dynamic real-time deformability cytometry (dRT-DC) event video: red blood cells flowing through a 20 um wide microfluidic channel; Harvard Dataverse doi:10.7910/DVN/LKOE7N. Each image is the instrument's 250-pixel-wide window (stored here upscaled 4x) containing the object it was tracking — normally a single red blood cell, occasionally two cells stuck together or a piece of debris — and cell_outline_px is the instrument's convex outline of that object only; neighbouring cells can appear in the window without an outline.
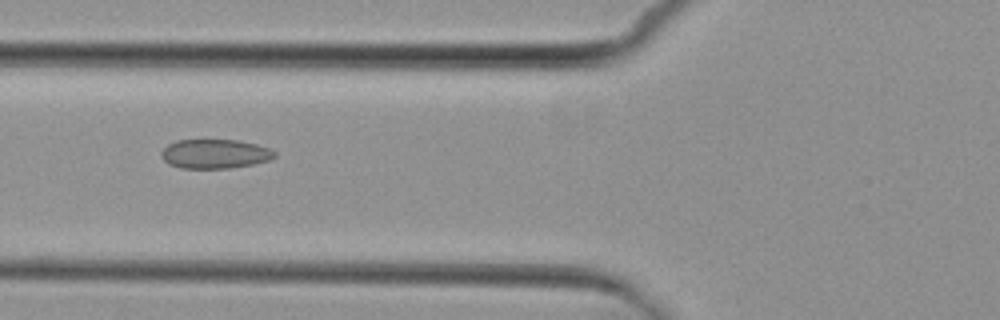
{"species": "common noctule bat (a hibernating species)", "species_latin": "Nyctalus noctula", "temperature_condition": "cold", "stored_images_in_passage": 7, "camera_frame_rate_fps": 3000, "um_per_image_px": 0.085, "animal": {"sex": "female", "body_mass_g": 29.2, "forearm_length_mm": 56.3}, "frame": {"image": 1, "passage_image": 6, "time_ms": 6.0, "image_size_px": [1000, 320], "cell_outline_px": [[276, 156], [268, 160], [252, 164], [228, 168], [180, 168], [168, 164], [160, 156], [160, 152], [168, 144], [176, 140], [240, 140], [256, 144], [268, 148], [276, 152]], "centroid_in_image_um": [18.23, 13.07], "position_along_channel_um": 107.6, "area_um2": 19.31}}
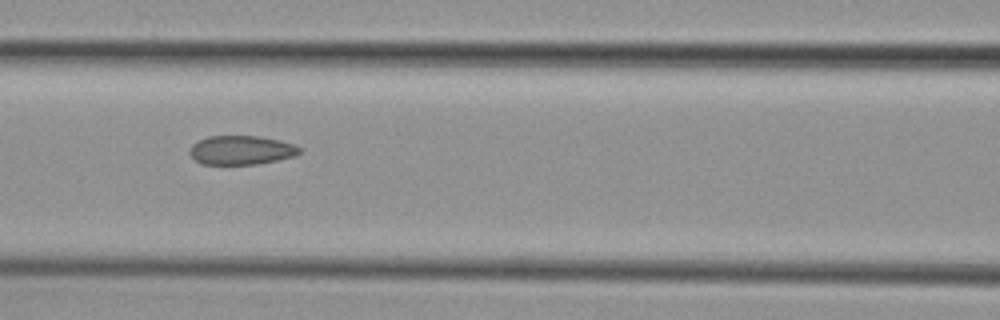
{"frame": {"image": 2, "passage_image": 7, "time_ms": 7.0, "image_size_px": [1000, 320], "cell_outline_px": [[300, 152], [296, 156], [256, 164], [200, 164], [188, 152], [192, 144], [208, 136], [260, 136], [280, 140], [292, 144], [300, 148]], "centroid_in_image_um": [20.49, 12.76], "position_along_channel_um": 146.1, "area_um2": 18.5}}